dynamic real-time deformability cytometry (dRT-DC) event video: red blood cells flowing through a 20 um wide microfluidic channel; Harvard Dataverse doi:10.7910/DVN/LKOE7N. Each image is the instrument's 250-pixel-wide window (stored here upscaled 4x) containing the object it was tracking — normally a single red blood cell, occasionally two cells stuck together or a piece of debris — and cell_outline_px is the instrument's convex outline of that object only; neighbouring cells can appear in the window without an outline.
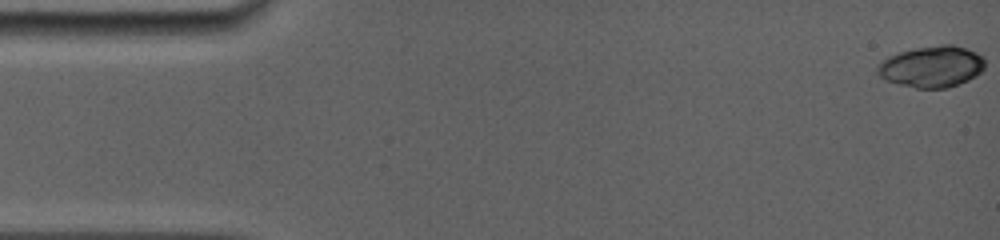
{"species": "common noctule bat (a hibernating species)", "species_latin": "Nyctalus noctula", "temperature_condition": "room temperature", "stored_images_in_passage": 8, "camera_frame_rate_fps": 5000, "um_per_image_px": 0.085, "animal": {"sex": "female", "body_mass_g": 19.0, "forearm_length_mm": 56.7}, "frame": {"image": 1, "passage_image": 1, "time_ms": 0.0, "image_size_px": [1000, 240], "cell_outline_px": [[984, 68], [976, 76], [968, 80], [944, 88], [916, 88], [900, 84], [888, 80], [880, 76], [876, 72], [876, 64], [888, 56], [900, 52], [916, 48], [944, 44], [952, 44], [976, 52], [984, 60]], "centroid_in_image_um": [79.17, 5.65], "position_along_channel_um": 5.8, "area_um2": 25.66}}